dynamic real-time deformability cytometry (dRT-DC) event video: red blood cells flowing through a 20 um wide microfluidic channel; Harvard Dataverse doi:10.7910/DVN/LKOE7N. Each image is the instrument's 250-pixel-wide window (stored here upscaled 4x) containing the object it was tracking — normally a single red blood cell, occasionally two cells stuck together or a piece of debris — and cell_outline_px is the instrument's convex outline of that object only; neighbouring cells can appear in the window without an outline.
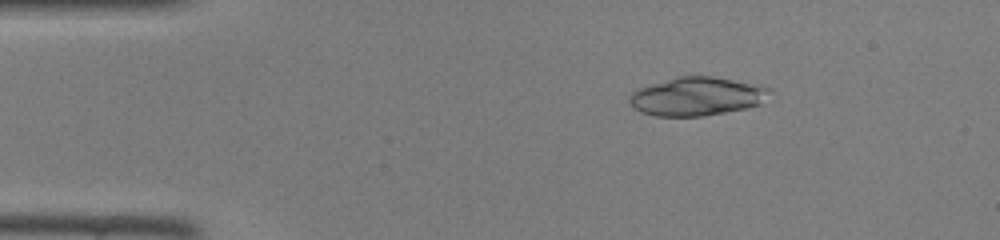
{"species": "common noctule bat (a hibernating species)", "species_latin": "Nyctalus noctula", "temperature_condition": "room temperature", "stored_images_in_passage": 39, "camera_frame_rate_fps": 3000, "um_per_image_px": 0.085, "animal": {"sex": "female", "body_mass_g": 22.0, "forearm_length_mm": 56.7}, "frame": {"image": 1, "passage_image": 1, "time_ms": 0.0, "image_size_px": [1000, 240], "cell_outline_px": [[772, 92], [760, 104], [748, 108], [704, 116], [656, 116], [640, 112], [628, 100], [628, 96], [636, 88], [676, 76], [712, 76], [760, 84], [768, 88]], "centroid_in_image_um": [59.24, 8.18], "position_along_channel_um": 25.8, "area_um2": 31.79}}